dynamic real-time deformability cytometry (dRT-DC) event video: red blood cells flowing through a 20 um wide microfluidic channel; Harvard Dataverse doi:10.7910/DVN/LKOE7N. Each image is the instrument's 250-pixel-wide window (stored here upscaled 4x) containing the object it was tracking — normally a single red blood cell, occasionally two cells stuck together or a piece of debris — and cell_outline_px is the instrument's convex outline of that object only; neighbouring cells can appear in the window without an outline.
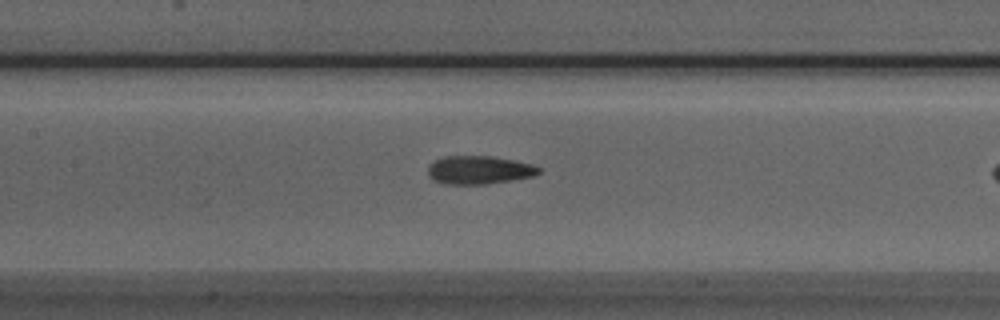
{"species": "Egyptian fruit bat (a non-hibernating species)", "species_latin": "Rousettus aegyptiacus", "temperature_condition": "room temperature", "stored_images_in_passage": 25, "camera_frame_rate_fps": 3000, "um_per_image_px": 0.085, "animal": {"sex": "male"}, "frame": {"image": 1, "passage_image": 8, "time_ms": 2.333, "image_size_px": [1000, 320], "cell_outline_px": [[540, 172], [532, 176], [484, 184], [444, 184], [432, 180], [428, 176], [428, 164], [444, 156], [492, 156], [532, 164], [540, 168]], "centroid_in_image_um": [40.65, 14.44], "position_along_channel_um": 166.7, "area_um2": 18.15}}
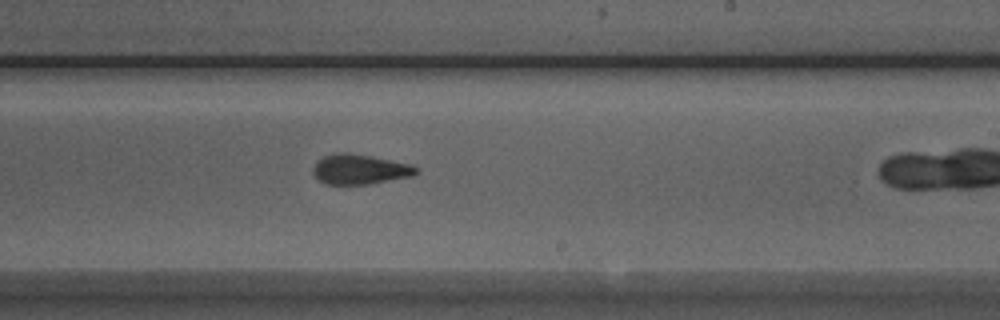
{"frame": {"image": 2, "passage_image": 15, "time_ms": 4.667, "image_size_px": [1000, 320], "cell_outline_px": [[420, 172], [412, 176], [368, 184], [324, 184], [312, 172], [312, 168], [324, 156], [336, 152], [348, 152], [372, 156], [412, 164], [420, 168]], "centroid_in_image_um": [30.63, 14.38], "position_along_channel_um": 258.4, "area_um2": 18.09}}
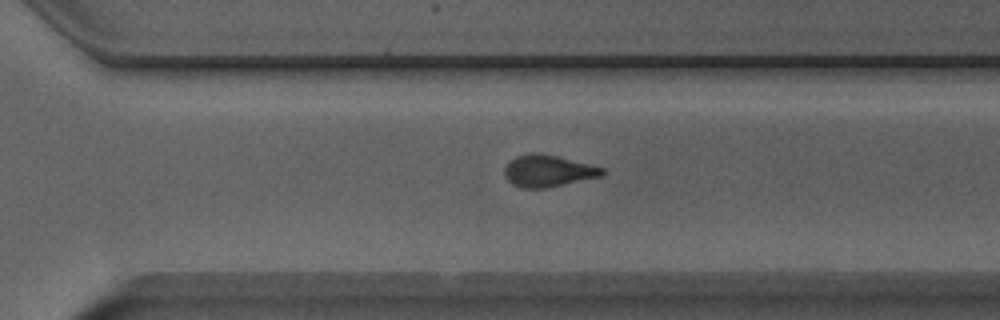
{"frame": {"image": 3, "passage_image": 20, "time_ms": 6.333, "image_size_px": [1000, 320], "cell_outline_px": [[604, 172], [600, 176], [544, 188], [524, 188], [512, 184], [504, 176], [504, 168], [516, 156], [532, 152], [556, 156], [604, 168]], "centroid_in_image_um": [46.53, 14.53], "position_along_channel_um": 324.1, "area_um2": 17.63}}